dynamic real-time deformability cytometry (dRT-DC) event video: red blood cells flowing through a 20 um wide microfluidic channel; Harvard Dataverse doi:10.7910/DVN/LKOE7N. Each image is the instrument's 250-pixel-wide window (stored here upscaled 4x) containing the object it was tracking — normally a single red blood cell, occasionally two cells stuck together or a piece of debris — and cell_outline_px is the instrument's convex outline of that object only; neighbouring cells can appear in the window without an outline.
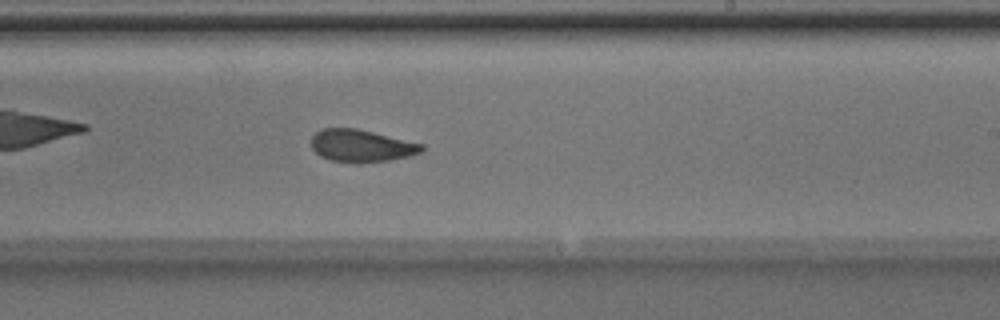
{"species": "Egyptian fruit bat (a non-hibernating species)", "species_latin": "Rousettus aegyptiacus", "temperature_condition": "room temperature", "stored_images_in_passage": 51, "camera_frame_rate_fps": 3000, "um_per_image_px": 0.085, "animal": {"sex": "male"}, "frame": {"image": 1, "passage_image": 30, "time_ms": 9.667, "image_size_px": [1000, 320], "cell_outline_px": [[424, 152], [412, 156], [388, 160], [356, 164], [328, 160], [320, 156], [312, 148], [312, 136], [320, 128], [356, 128], [424, 144]], "centroid_in_image_um": [30.73, 12.41], "position_along_channel_um": 258.3, "area_um2": 21.15}}
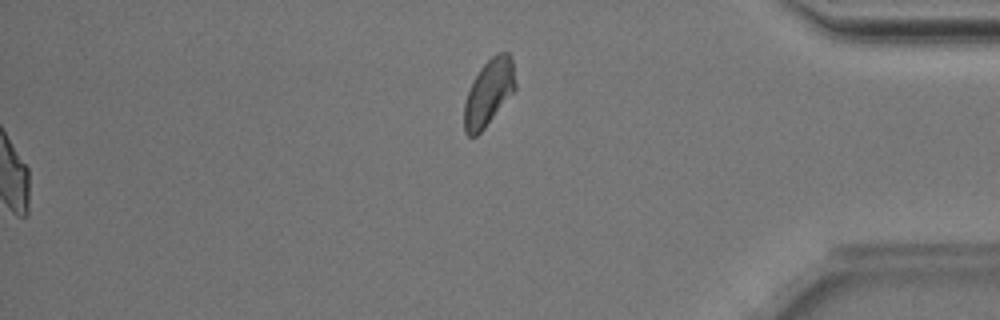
{"frame": {"image": 2, "passage_image": 51, "time_ms": 16.667, "image_size_px": [1000, 320], "cell_outline_px": [[516, 88], [484, 128], [476, 136], [468, 136], [464, 132], [464, 104], [468, 92], [480, 68], [492, 56], [500, 52], [508, 52], [512, 60], [516, 84]], "centroid_in_image_um": [41.54, 7.87], "position_along_channel_um": 393.7, "area_um2": 19.36}, "authors_computed_cell_mechanics": {"area_um2": 21.4438, "velocity_mm_per_s": 4.0101, "shape_relaxation_time_tau1_ms": 5.864, "shape_relaxation_time_tau2_ms": 1.8521, "deformation_change_tau1": 0.1671, "deformation_change_tau2": 0.0766}}